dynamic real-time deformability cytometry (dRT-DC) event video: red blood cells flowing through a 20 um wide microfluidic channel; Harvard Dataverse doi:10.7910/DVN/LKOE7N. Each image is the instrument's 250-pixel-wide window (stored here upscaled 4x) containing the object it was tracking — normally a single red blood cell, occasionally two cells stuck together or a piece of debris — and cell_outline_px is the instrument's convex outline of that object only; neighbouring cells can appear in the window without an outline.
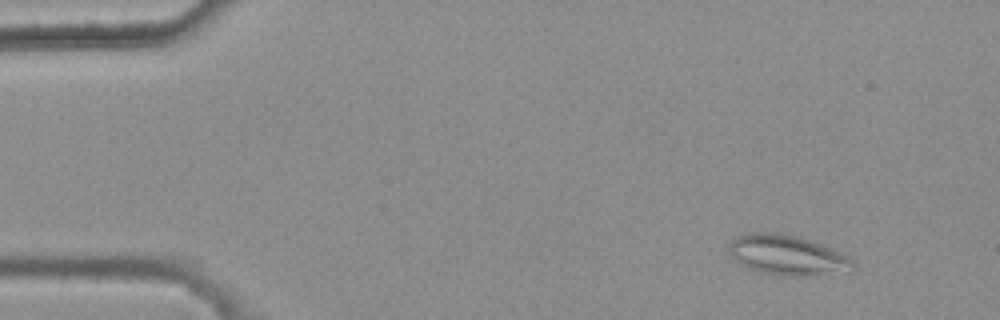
{"species": "common noctule bat (a hibernating species)", "species_latin": "Nyctalus noctula", "temperature_condition": "warm", "stored_images_in_passage": 4, "camera_frame_rate_fps": 3000, "um_per_image_px": 0.085, "animal": {"sex": "female", "body_mass_g": 25.1}, "frame": {"image": 1, "passage_image": 1, "time_ms": 0.0, "image_size_px": [1000, 320], "cell_outline_px": [[856, 268], [852, 272], [804, 276], [780, 276], [760, 272], [748, 268], [732, 260], [728, 252], [728, 244], [736, 236], [748, 232], [780, 232], [796, 236], [832, 248], [848, 256], [852, 260]], "centroid_in_image_um": [66.9, 21.7], "position_along_channel_um": 18.1, "area_um2": 29.59}}